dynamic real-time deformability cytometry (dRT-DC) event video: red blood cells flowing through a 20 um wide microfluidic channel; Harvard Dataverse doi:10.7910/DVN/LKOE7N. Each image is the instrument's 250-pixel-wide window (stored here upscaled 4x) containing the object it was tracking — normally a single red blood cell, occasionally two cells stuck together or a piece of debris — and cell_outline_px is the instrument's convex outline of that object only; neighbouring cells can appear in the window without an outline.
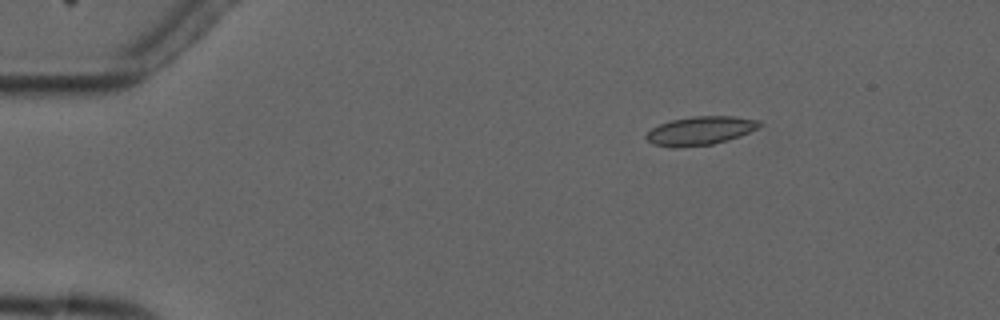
{"species": "common noctule bat (a hibernating species)", "species_latin": "Nyctalus noctula", "temperature_condition": "cold", "stored_images_in_passage": 4, "camera_frame_rate_fps": 3000, "um_per_image_px": 0.085, "animal": {"sex": "male", "forearm_length_mm": 52.5}, "frame": {"image": 1, "passage_image": 1, "time_ms": 0.0, "image_size_px": [1000, 320], "cell_outline_px": [[764, 124], [760, 128], [740, 136], [728, 140], [712, 144], [676, 148], [672, 148], [652, 144], [644, 136], [652, 128], [660, 124], [672, 120], [692, 116], [736, 116], [760, 120]], "centroid_in_image_um": [59.57, 11.11], "position_along_channel_um": 25.4, "area_um2": 19.13}}